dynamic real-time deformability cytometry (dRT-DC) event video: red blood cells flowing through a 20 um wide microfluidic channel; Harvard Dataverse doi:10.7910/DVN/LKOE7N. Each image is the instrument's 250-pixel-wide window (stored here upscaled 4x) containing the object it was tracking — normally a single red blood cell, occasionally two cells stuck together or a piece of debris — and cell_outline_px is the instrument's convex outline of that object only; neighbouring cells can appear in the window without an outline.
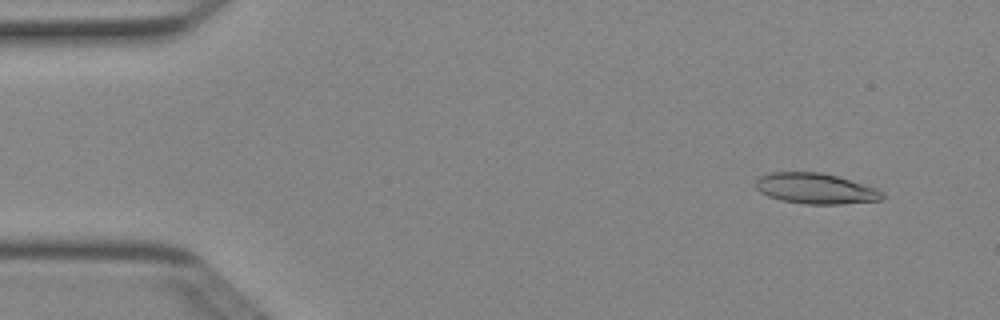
{"species": "Egyptian fruit bat (a non-hibernating species)", "species_latin": "Rousettus aegyptiacus", "temperature_condition": "cold", "stored_images_in_passage": 50, "camera_frame_rate_fps": 3000, "um_per_image_px": 0.085, "animal": {"sex": "female"}, "frame": {"image": 1, "passage_image": 4, "time_ms": 1.0, "image_size_px": [1000, 320], "cell_outline_px": [[884, 196], [880, 200], [840, 204], [804, 204], [780, 200], [768, 196], [760, 192], [756, 188], [756, 180], [760, 176], [772, 172], [820, 172], [836, 176], [864, 184], [876, 188], [884, 192]], "centroid_in_image_um": [69.31, 16.03], "position_along_channel_um": 15.7, "area_um2": 22.54}}
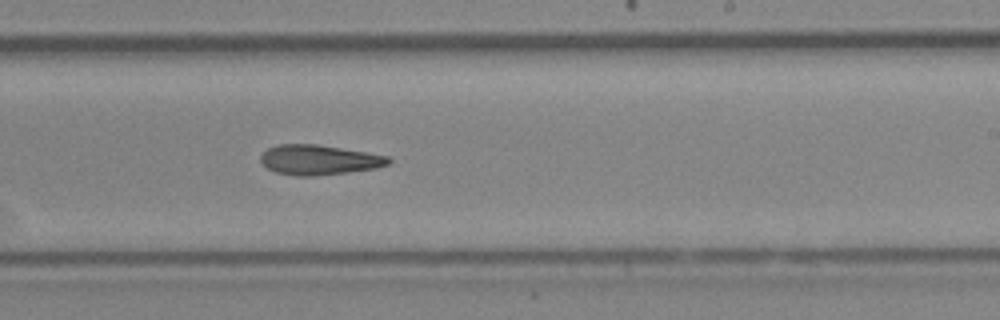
{"frame": {"image": 2, "passage_image": 30, "time_ms": 9.667, "image_size_px": [1000, 320], "cell_outline_px": [[392, 160], [388, 164], [376, 168], [348, 172], [312, 176], [300, 176], [276, 172], [268, 168], [260, 160], [260, 156], [268, 148], [276, 144], [316, 144], [388, 156]], "centroid_in_image_um": [27.1, 13.58], "position_along_channel_um": 261.9, "area_um2": 22.02}}
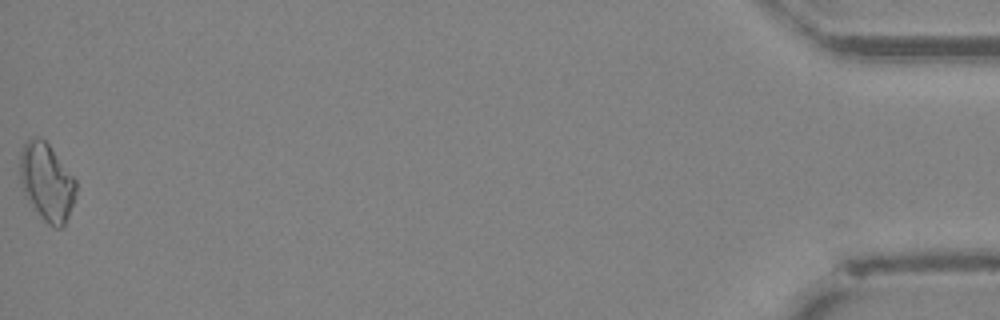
{"frame": {"image": 3, "passage_image": 50, "time_ms": 16.333, "image_size_px": [1000, 320], "cell_outline_px": [[76, 192], [68, 216], [64, 224], [60, 228], [56, 228], [48, 224], [40, 216], [24, 196], [20, 180], [20, 152], [24, 144], [28, 140], [36, 136], [40, 136], [48, 144], [76, 180]], "centroid_in_image_um": [3.95, 15.47], "position_along_channel_um": 431.3, "area_um2": 25.14}, "authors_computed_cell_mechanics": {"area_um2": 22.4842, "velocity_mm_per_s": 4.0215, "shape_relaxation_time_tau1_ms": null, "shape_relaxation_time_tau2_ms": 4.4244, "deformation_change_tau1": null, "deformation_change_tau2": 0.1493}}